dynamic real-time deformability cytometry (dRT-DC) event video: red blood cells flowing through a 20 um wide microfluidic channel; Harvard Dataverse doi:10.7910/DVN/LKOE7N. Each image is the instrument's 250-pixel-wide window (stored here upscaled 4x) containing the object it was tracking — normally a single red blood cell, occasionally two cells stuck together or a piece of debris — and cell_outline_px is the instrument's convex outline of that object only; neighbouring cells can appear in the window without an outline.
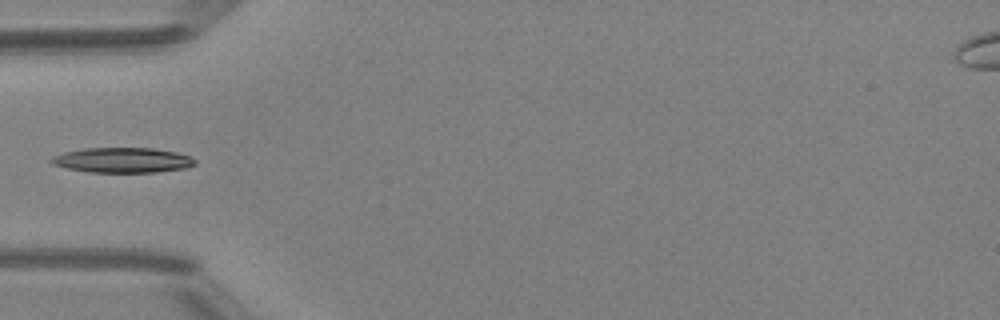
{"species": "Egyptian fruit bat (a non-hibernating species)", "species_latin": "Rousettus aegyptiacus", "temperature_condition": "room temperature", "stored_images_in_passage": 5, "camera_frame_rate_fps": 3000, "um_per_image_px": 0.085, "animal": {"sex": "female"}, "frame": {"image": 1, "passage_image": 5, "time_ms": 4.333, "image_size_px": [1000, 320], "cell_outline_px": [[196, 164], [184, 168], [156, 172], [88, 172], [68, 168], [52, 164], [48, 160], [52, 156], [64, 152], [84, 148], [152, 148], [176, 152], [188, 156], [196, 160]], "centroid_in_image_um": [10.38, 13.61], "position_along_channel_um": 74.6, "area_um2": 20.92}}